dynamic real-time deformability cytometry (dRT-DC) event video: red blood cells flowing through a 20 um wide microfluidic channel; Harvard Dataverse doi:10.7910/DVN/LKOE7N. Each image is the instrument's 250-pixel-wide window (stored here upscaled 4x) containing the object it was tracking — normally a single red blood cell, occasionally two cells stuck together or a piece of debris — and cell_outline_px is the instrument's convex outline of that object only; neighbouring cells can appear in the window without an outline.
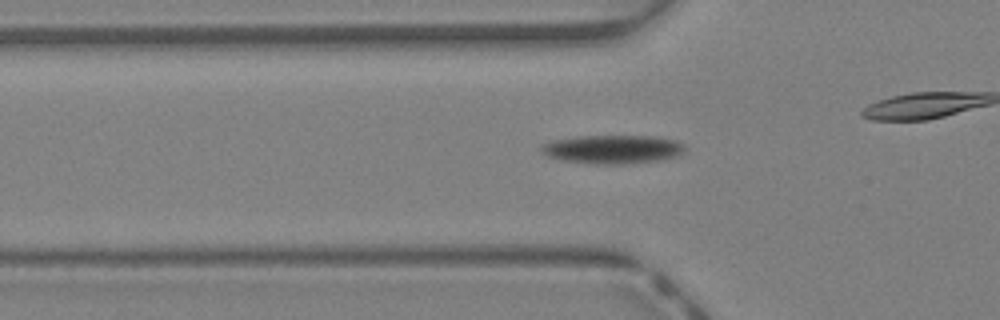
{"species": "Egyptian fruit bat (a non-hibernating species)", "species_latin": "Rousettus aegyptiacus", "temperature_condition": "warm", "stored_images_in_passage": 43, "camera_frame_rate_fps": 3000, "um_per_image_px": 0.085, "animal": {"sex": "female"}, "frame": {"image": 1, "passage_image": 17, "time_ms": 5.333, "image_size_px": [1000, 320], "cell_outline_px": [[684, 152], [676, 156], [656, 160], [624, 164], [596, 164], [564, 160], [548, 156], [540, 152], [540, 144], [552, 140], [576, 136], [652, 136], [676, 140], [684, 144]], "centroid_in_image_um": [52.03, 12.68], "position_along_channel_um": 73.8, "area_um2": 23.93}}
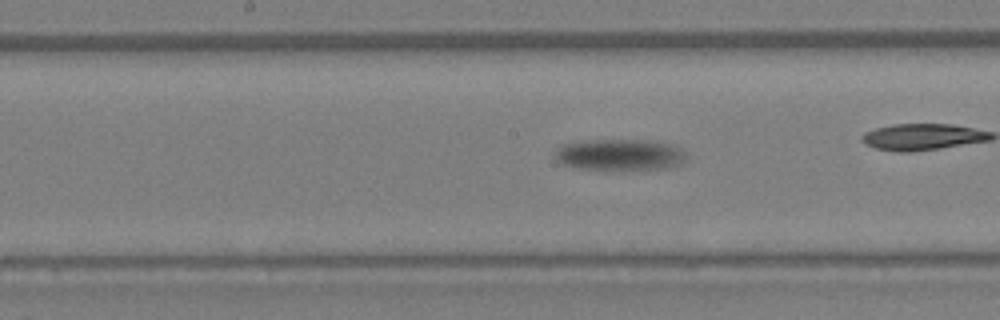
{"frame": {"image": 2, "passage_image": 26, "time_ms": 8.333, "image_size_px": [1000, 320], "cell_outline_px": [[684, 164], [668, 168], [580, 168], [564, 164], [556, 160], [556, 148], [564, 144], [584, 140], [648, 140], [680, 144], [684, 156]], "centroid_in_image_um": [52.75, 13.11], "position_along_channel_um": 195.5, "area_um2": 23.7}}
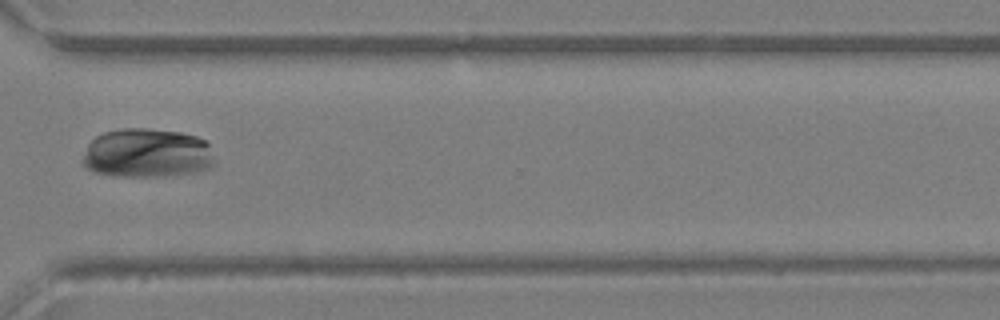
{"frame": {"image": 3, "passage_image": 38, "time_ms": 12.333, "image_size_px": [1000, 320], "cell_outline_px": [[212, 164], [208, 168], [196, 172], [164, 176], [116, 176], [92, 172], [80, 160], [88, 144], [96, 136], [104, 132], [120, 128], [144, 128], [180, 132], [196, 136], [208, 140], [212, 160]], "centroid_in_image_um": [12.46, 13.01], "position_along_channel_um": 358.1, "area_um2": 37.92}}